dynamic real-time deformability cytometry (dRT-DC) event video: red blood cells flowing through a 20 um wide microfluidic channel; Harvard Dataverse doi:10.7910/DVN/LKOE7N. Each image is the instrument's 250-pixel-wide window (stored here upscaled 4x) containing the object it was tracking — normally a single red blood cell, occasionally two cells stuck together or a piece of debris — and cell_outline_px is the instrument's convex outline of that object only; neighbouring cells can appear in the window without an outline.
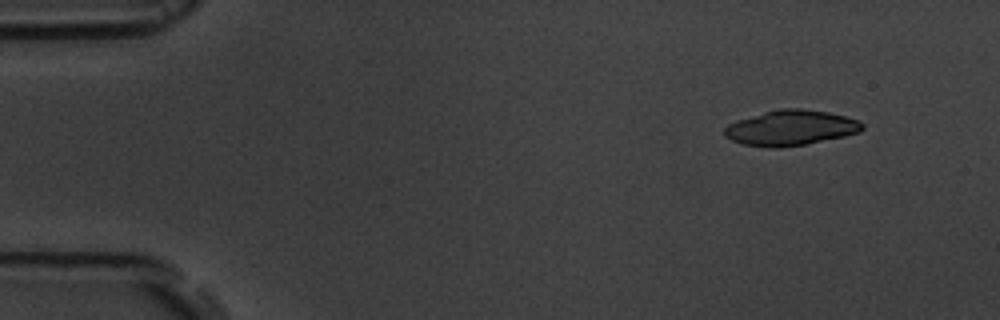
{"species": "common noctule bat (a hibernating species)", "species_latin": "Nyctalus noctula", "temperature_condition": "room temperature", "stored_images_in_passage": 4, "camera_frame_rate_fps": 3000, "um_per_image_px": 0.085, "animal": {"sex": "male", "body_mass_g": 19.5, "forearm_length_mm": 54.6}, "frame": {"image": 1, "passage_image": 1, "time_ms": 0.0, "image_size_px": [1000, 320], "cell_outline_px": [[864, 128], [860, 132], [844, 136], [804, 144], [776, 148], [772, 148], [744, 144], [732, 140], [724, 136], [724, 128], [728, 124], [736, 120], [764, 112], [780, 108], [800, 108], [828, 112], [860, 120], [864, 124]], "centroid_in_image_um": [67.21, 10.86], "position_along_channel_um": 17.8, "area_um2": 28.26}}